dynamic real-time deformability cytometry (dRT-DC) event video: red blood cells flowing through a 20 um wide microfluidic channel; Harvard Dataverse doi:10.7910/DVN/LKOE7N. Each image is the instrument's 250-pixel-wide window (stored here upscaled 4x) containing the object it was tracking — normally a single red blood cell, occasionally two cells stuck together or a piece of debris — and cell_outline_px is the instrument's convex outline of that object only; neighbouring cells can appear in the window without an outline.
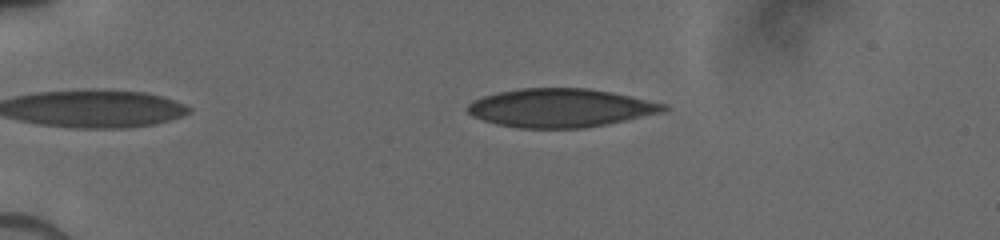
{"species": "human", "species_latin": "Homo sapiens", "temperature_condition": "cold", "stored_images_in_passage": 3, "camera_frame_rate_fps": 3000, "um_per_image_px": 0.085, "donor": {"sex": "male"}, "frame": {"image": 1, "passage_image": 3, "time_ms": 2.333, "image_size_px": [1000, 240], "cell_outline_px": [[668, 108], [664, 112], [604, 124], [580, 128], [516, 128], [496, 124], [472, 116], [464, 108], [472, 100], [484, 96], [500, 92], [520, 88], [588, 88], [612, 92], [668, 104]], "centroid_in_image_um": [47.62, 9.17], "position_along_channel_um": 37.4, "area_um2": 43.99}}